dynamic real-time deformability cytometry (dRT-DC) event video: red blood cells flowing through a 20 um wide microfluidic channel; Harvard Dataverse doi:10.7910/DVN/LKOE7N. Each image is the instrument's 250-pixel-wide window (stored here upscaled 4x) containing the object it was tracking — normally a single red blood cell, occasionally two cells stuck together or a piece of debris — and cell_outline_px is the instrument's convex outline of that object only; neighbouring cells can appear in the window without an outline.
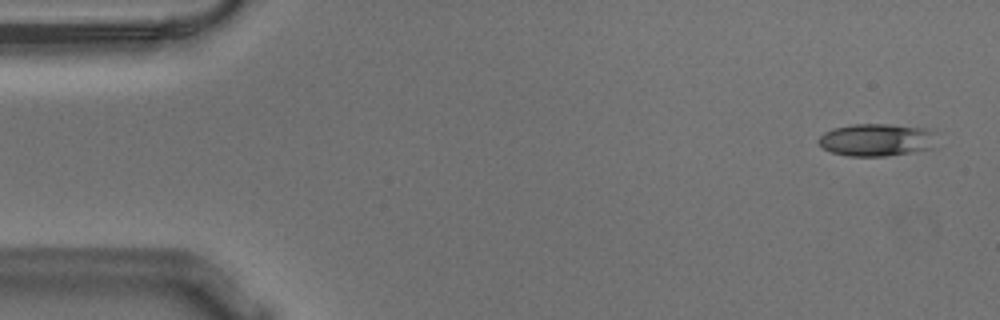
{"species": "Egyptian fruit bat (a non-hibernating species)", "species_latin": "Rousettus aegyptiacus", "temperature_condition": "warm", "stored_images_in_passage": 53, "camera_frame_rate_fps": 3000, "um_per_image_px": 0.085, "animal": {"sex": "male"}, "frame": {"image": 1, "passage_image": 1, "time_ms": 0.0, "image_size_px": [1000, 320], "cell_outline_px": [[936, 132], [932, 148], [884, 156], [848, 156], [832, 152], [824, 148], [816, 140], [824, 132], [832, 128], [852, 124], [888, 124], [924, 128]], "centroid_in_image_um": [74.47, 11.87], "position_along_channel_um": 10.5, "area_um2": 22.25}}
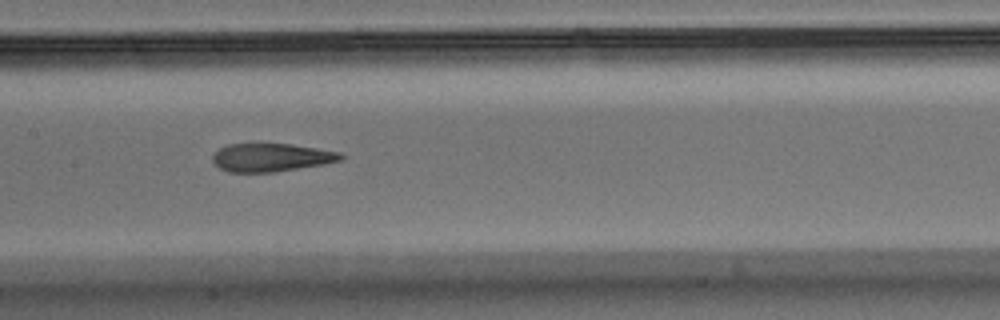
{"frame": {"image": 2, "passage_image": 25, "time_ms": 8.0, "image_size_px": [1000, 320], "cell_outline_px": [[344, 156], [340, 160], [324, 164], [272, 172], [228, 172], [220, 168], [212, 160], [212, 156], [220, 148], [228, 144], [288, 144], [316, 148], [340, 152]], "centroid_in_image_um": [23.04, 13.38], "position_along_channel_um": 184.4, "area_um2": 20.75}}
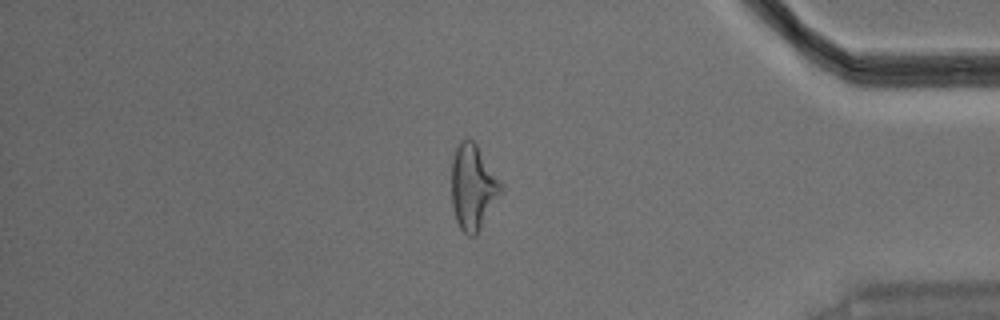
{"frame": {"image": 3, "passage_image": 45, "time_ms": 14.667, "image_size_px": [1000, 320], "cell_outline_px": [[500, 192], [476, 236], [468, 236], [460, 228], [456, 220], [452, 208], [452, 160], [456, 148], [460, 140], [472, 140], [476, 144], [500, 184]], "centroid_in_image_um": [40.13, 15.93], "position_along_channel_um": 395.1, "area_um2": 23.52}, "authors_computed_cell_mechanics": {"area_um2": 22.1952, "velocity_mm_per_s": 3.6301, "shape_relaxation_time_tau1_ms": 9.2307, "shape_relaxation_time_tau2_ms": 1.7327, "deformation_change_tau1": 0.2554, "deformation_change_tau2": 0.1185}}